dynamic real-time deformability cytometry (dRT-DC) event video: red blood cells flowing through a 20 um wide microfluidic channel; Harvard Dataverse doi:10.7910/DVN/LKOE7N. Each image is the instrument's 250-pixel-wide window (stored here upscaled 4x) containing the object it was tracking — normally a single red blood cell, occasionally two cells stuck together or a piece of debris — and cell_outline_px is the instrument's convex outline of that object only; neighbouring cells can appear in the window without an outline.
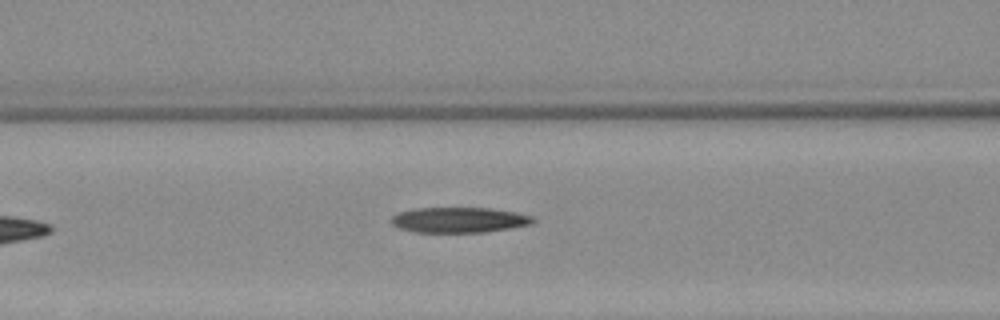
{"species": "Egyptian fruit bat (a non-hibernating species)", "species_latin": "Rousettus aegyptiacus", "temperature_condition": "warm", "stored_images_in_passage": 7, "camera_frame_rate_fps": 3000, "um_per_image_px": 0.085, "animal": {"sex": "female"}, "frame": {"image": 1, "passage_image": 7, "time_ms": 7.333, "image_size_px": [1000, 320], "cell_outline_px": [[536, 220], [532, 224], [484, 232], [412, 232], [400, 228], [392, 224], [388, 220], [396, 212], [416, 208], [488, 208], [516, 212], [536, 216]], "centroid_in_image_um": [39.0, 18.69], "position_along_channel_um": 127.6, "area_um2": 21.15}}